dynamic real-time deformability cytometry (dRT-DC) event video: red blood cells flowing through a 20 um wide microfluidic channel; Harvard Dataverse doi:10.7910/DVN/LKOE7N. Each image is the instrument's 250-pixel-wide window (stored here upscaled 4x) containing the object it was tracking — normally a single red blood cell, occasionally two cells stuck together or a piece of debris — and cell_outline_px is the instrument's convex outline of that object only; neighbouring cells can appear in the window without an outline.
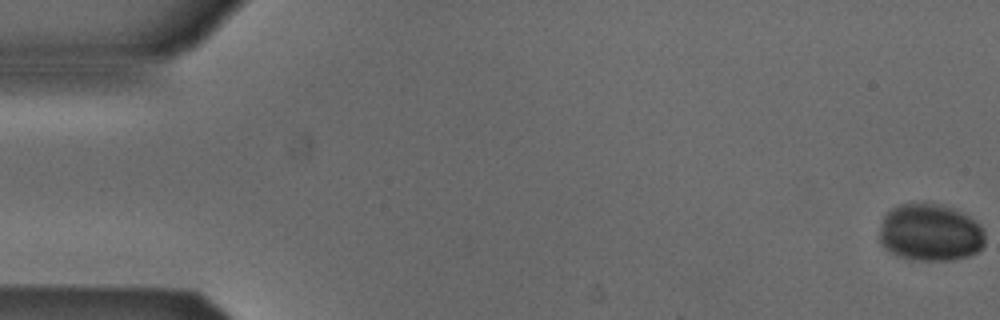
{"species": "Egyptian fruit bat (a non-hibernating species)", "species_latin": "Rousettus aegyptiacus", "temperature_condition": "cold", "stored_images_in_passage": 54, "camera_frame_rate_fps": 3000, "um_per_image_px": 0.085, "animal": {"sex": "male"}, "frame": {"image": 1, "passage_image": 1, "time_ms": 0.0, "image_size_px": [1000, 320], "cell_outline_px": [[984, 244], [976, 252], [968, 256], [952, 260], [912, 260], [896, 256], [884, 248], [880, 244], [880, 224], [884, 216], [892, 208], [900, 204], [940, 204], [956, 208], [964, 212], [980, 224], [984, 232]], "centroid_in_image_um": [79.06, 19.77], "position_along_channel_um": 5.9, "area_um2": 35.55}}
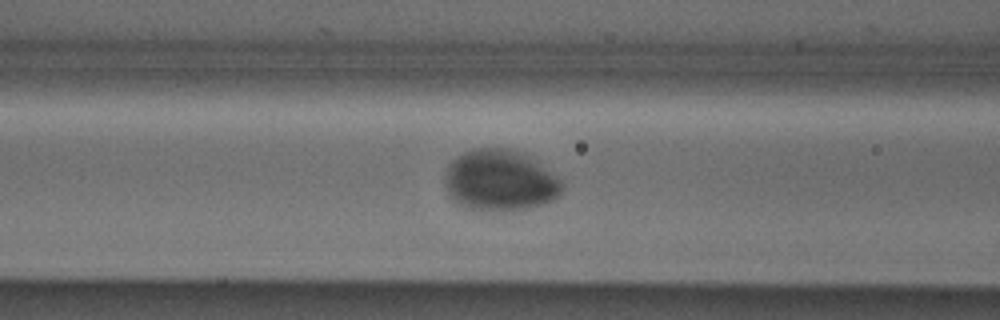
{"frame": {"image": 2, "passage_image": 22, "time_ms": 7.0, "image_size_px": [1000, 320], "cell_outline_px": [[564, 184], [560, 196], [544, 204], [524, 208], [468, 208], [452, 200], [448, 196], [444, 184], [444, 176], [448, 164], [452, 160], [464, 152], [476, 148], [508, 148], [524, 152], [556, 176]], "centroid_in_image_um": [42.48, 15.29], "position_along_channel_um": 124.1, "area_um2": 41.33}}
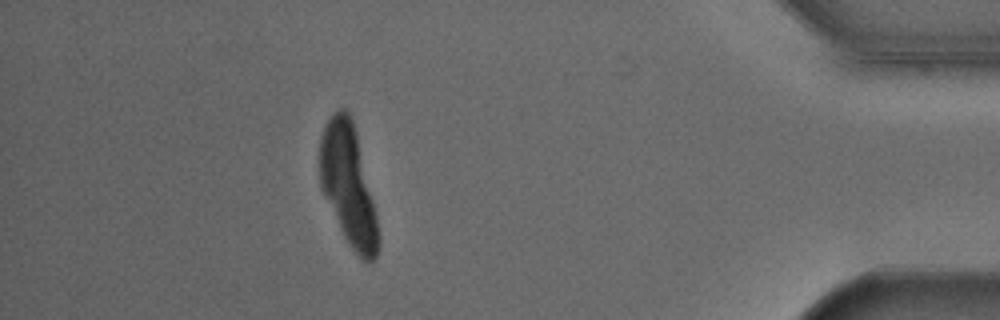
{"frame": {"image": 3, "passage_image": 48, "time_ms": 15.667, "image_size_px": [1000, 320], "cell_outline_px": [[380, 244], [376, 256], [368, 264], [348, 244], [340, 228], [320, 184], [320, 136], [332, 112], [340, 108], [344, 108], [348, 112], [352, 120], [356, 132], [376, 212], [380, 236]], "centroid_in_image_um": [29.62, 15.73], "position_along_channel_um": 405.6, "area_um2": 40.63}}